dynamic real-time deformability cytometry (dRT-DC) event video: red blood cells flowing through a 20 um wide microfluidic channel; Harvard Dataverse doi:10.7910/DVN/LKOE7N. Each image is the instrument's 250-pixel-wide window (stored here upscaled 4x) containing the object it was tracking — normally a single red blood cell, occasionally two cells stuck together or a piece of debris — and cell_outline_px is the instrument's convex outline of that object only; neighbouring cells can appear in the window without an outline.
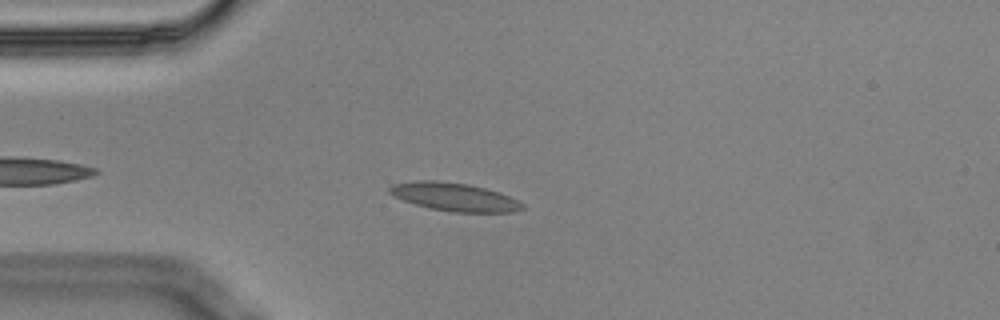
{"species": "Egyptian fruit bat (a non-hibernating species)", "species_latin": "Rousettus aegyptiacus", "temperature_condition": "cold", "stored_images_in_passage": 8, "camera_frame_rate_fps": 3000, "um_per_image_px": 0.085, "animal": {"sex": "male"}, "frame": {"image": 1, "passage_image": 4, "time_ms": 1.0, "image_size_px": [1000, 320], "cell_outline_px": [[524, 208], [512, 212], [452, 212], [428, 208], [404, 200], [388, 192], [388, 188], [392, 184], [416, 180], [436, 180], [468, 184], [484, 188], [508, 196], [524, 204]], "centroid_in_image_um": [38.59, 16.73], "position_along_channel_um": 46.4, "area_um2": 21.62}}
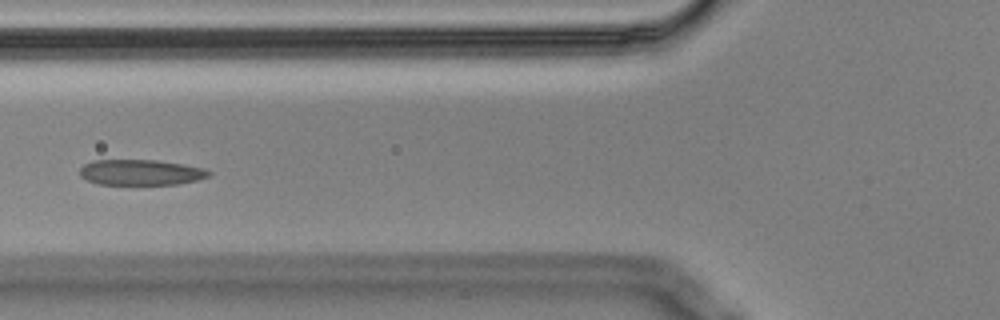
{"frame": {"image": 2, "passage_image": 6, "time_ms": 1.667, "image_size_px": [1000, 320], "cell_outline_px": [[212, 172], [208, 176], [196, 180], [176, 184], [100, 184], [88, 180], [80, 176], [80, 168], [84, 164], [92, 160], [156, 160], [204, 168]], "centroid_in_image_um": [11.94, 14.64], "position_along_channel_um": 113.9, "area_um2": 19.02}}
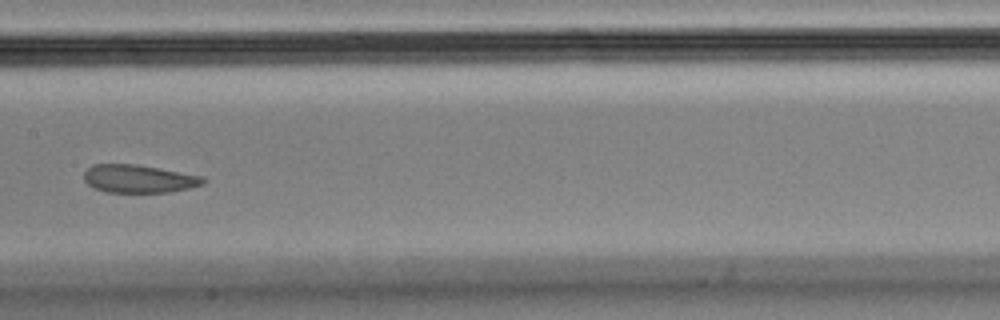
{"frame": {"image": 3, "passage_image": 8, "time_ms": 2.333, "image_size_px": [1000, 320], "cell_outline_px": [[204, 184], [188, 188], [168, 192], [108, 192], [96, 188], [88, 184], [84, 180], [84, 172], [92, 164], [132, 164], [160, 168], [200, 176], [204, 180]], "centroid_in_image_um": [11.76, 15.19], "position_along_channel_um": 195.6, "area_um2": 19.13}}